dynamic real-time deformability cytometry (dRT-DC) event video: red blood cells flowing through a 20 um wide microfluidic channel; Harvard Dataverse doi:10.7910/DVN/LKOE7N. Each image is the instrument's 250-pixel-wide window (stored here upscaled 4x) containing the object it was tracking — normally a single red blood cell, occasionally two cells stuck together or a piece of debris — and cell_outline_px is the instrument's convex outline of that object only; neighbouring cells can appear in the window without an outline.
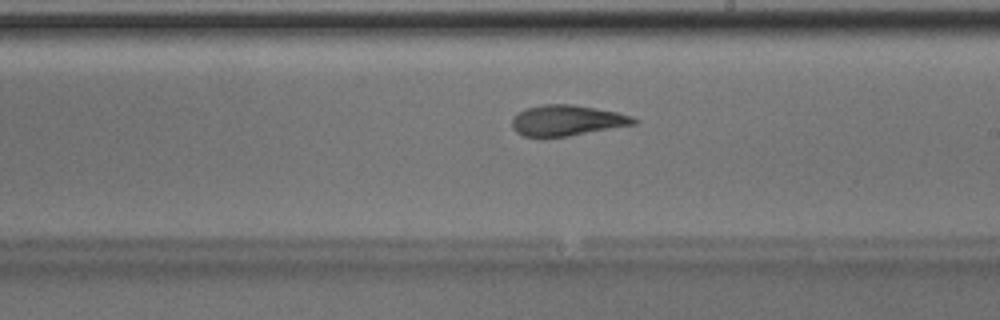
{"species": "Egyptian fruit bat (a non-hibernating species)", "species_latin": "Rousettus aegyptiacus", "temperature_condition": "room temperature", "stored_images_in_passage": 38, "camera_frame_rate_fps": 3000, "um_per_image_px": 0.085, "animal": {"sex": "male"}, "frame": {"image": 1, "passage_image": 22, "time_ms": 7.0, "image_size_px": [1000, 320], "cell_outline_px": [[636, 124], [568, 136], [524, 136], [516, 132], [512, 128], [512, 120], [524, 108], [544, 104], [572, 104], [616, 112], [632, 116], [636, 120]], "centroid_in_image_um": [48.18, 10.23], "position_along_channel_um": 240.8, "area_um2": 21.44}}
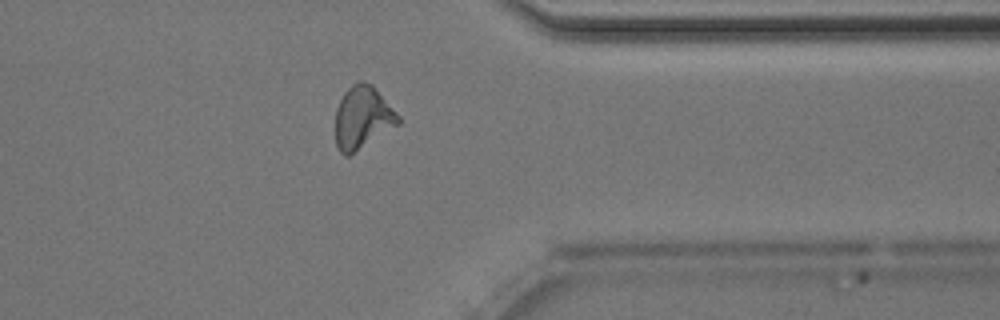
{"frame": {"image": 2, "passage_image": 33, "time_ms": 10.667, "image_size_px": [1000, 320], "cell_outline_px": [[400, 124], [348, 156], [344, 156], [340, 152], [336, 144], [336, 108], [344, 92], [352, 84], [360, 80], [364, 80], [372, 84], [400, 116]], "centroid_in_image_um": [30.82, 9.98], "position_along_channel_um": 380.6, "area_um2": 22.95}}